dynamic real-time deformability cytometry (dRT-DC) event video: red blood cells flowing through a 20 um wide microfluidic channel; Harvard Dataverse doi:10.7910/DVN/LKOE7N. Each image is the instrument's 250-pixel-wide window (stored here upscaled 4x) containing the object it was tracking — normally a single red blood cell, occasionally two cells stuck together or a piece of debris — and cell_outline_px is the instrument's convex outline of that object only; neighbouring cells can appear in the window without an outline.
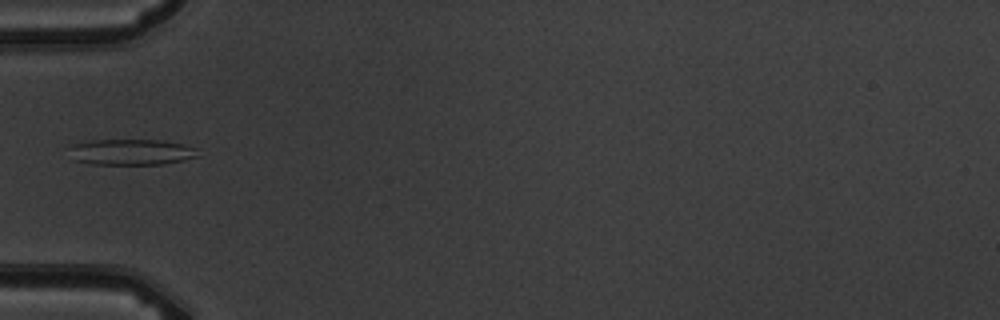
{"species": "common noctule bat (a hibernating species)", "species_latin": "Nyctalus noctula", "temperature_condition": "warm", "stored_images_in_passage": 5, "camera_frame_rate_fps": 3000, "um_per_image_px": 0.085, "animal": {"sex": "male", "body_mass_g": 19.5, "forearm_length_mm": 54.6}, "frame": {"image": 1, "passage_image": 4, "time_ms": 3.333, "image_size_px": [1000, 320], "cell_outline_px": [[200, 156], [164, 164], [88, 164], [72, 160], [64, 148], [72, 144], [92, 140], [164, 140], [184, 144], [196, 148]], "centroid_in_image_um": [11.06, 12.92], "position_along_channel_um": 73.9, "area_um2": 19.94}}
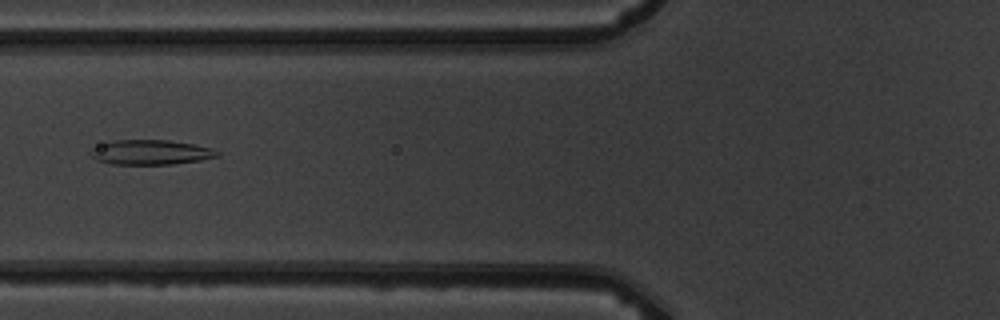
{"frame": {"image": 2, "passage_image": 5, "time_ms": 4.333, "image_size_px": [1000, 320], "cell_outline_px": [[220, 156], [200, 160], [172, 164], [108, 164], [96, 160], [88, 152], [88, 148], [100, 144], [116, 140], [168, 140], [192, 144], [212, 148], [220, 152]], "centroid_in_image_um": [12.76, 12.94], "position_along_channel_um": 113.0, "area_um2": 18.44}}